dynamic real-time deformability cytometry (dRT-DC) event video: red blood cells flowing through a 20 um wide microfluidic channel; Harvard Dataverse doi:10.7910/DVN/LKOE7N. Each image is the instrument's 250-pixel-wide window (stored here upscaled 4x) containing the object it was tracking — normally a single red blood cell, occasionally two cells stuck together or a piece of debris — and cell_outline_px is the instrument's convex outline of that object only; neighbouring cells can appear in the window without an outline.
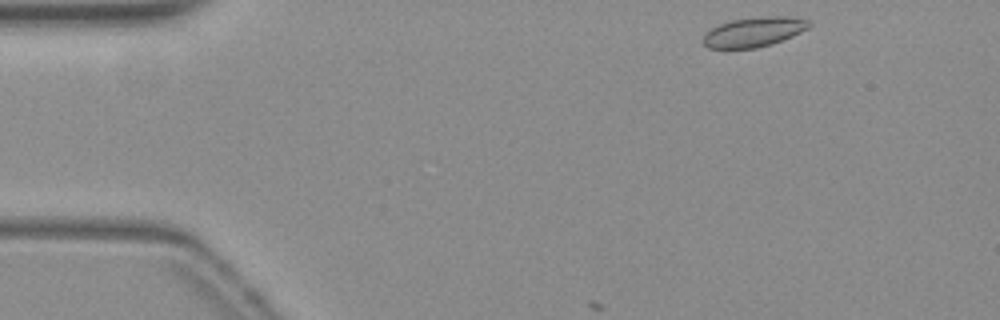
{"species": "common noctule bat (a hibernating species)", "species_latin": "Nyctalus noctula", "temperature_condition": "warm", "stored_images_in_passage": 9, "camera_frame_rate_fps": 3000, "um_per_image_px": 0.085, "animal": {"sex": "female", "body_mass_g": 19.3, "forearm_length_mm": 54.1}, "frame": {"image": 1, "passage_image": 1, "time_ms": 0.0, "image_size_px": [1000, 320], "cell_outline_px": [[812, 24], [808, 28], [792, 36], [772, 44], [756, 48], [708, 48], [704, 44], [704, 32], [720, 24], [732, 20], [768, 16], [784, 16], [808, 20]], "centroid_in_image_um": [64.08, 2.72], "position_along_channel_um": 20.9, "area_um2": 18.09}}